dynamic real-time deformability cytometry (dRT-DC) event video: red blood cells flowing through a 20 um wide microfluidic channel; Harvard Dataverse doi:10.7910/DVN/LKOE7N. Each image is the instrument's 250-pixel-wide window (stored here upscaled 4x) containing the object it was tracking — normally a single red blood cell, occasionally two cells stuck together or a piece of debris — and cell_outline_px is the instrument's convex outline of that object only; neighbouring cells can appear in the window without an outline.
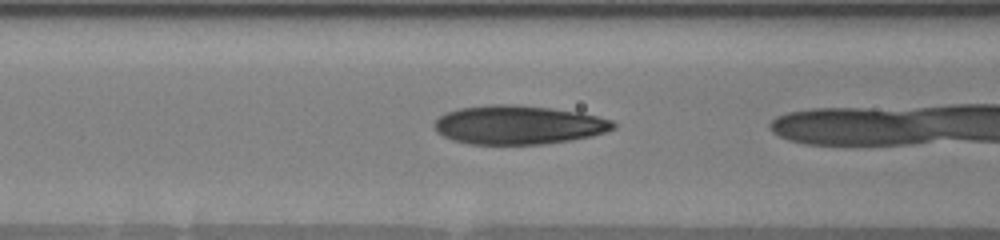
{"species": "human", "species_latin": "Homo sapiens", "temperature_condition": "warm", "stored_images_in_passage": 17, "camera_frame_rate_fps": 3000, "um_per_image_px": 0.085, "donor": {"sex": "male"}, "frame": {"image": 1, "passage_image": 16, "time_ms": 5.0, "image_size_px": [1000, 240], "cell_outline_px": [[616, 128], [592, 136], [572, 140], [544, 144], [468, 144], [452, 140], [436, 132], [432, 124], [440, 116], [448, 112], [460, 108], [488, 104], [508, 104], [552, 108], [580, 112], [612, 120], [616, 124]], "centroid_in_image_um": [44.06, 10.62], "position_along_channel_um": 122.5, "area_um2": 40.63}}